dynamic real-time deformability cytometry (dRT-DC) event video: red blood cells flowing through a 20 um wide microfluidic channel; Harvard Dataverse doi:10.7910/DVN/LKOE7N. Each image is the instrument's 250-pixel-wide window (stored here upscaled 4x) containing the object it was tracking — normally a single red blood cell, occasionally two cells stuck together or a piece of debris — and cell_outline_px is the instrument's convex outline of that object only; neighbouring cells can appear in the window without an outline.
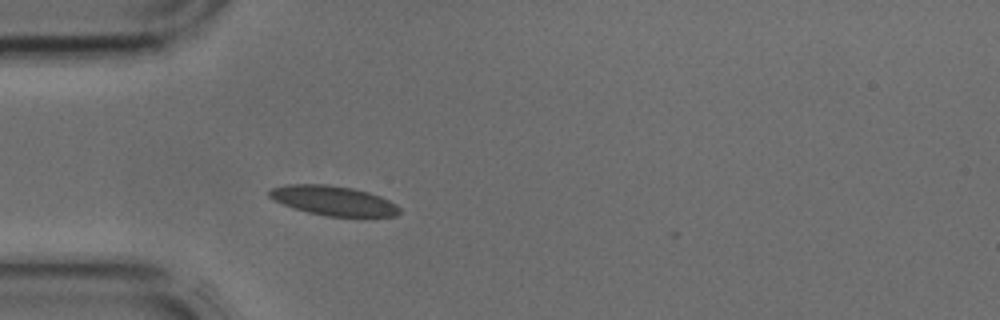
{"species": "common noctule bat (a hibernating species)", "species_latin": "Nyctalus noctula", "temperature_condition": "cold", "stored_images_in_passage": 4, "camera_frame_rate_fps": 3000, "um_per_image_px": 0.085, "animal": {"sex": "male", "body_mass_g": 17.9, "forearm_length_mm": 54.2}, "frame": {"image": 1, "passage_image": 1, "time_ms": 0.0, "image_size_px": [1000, 320], "cell_outline_px": [[400, 212], [396, 216], [328, 216], [308, 212], [284, 204], [268, 196], [268, 192], [272, 188], [288, 184], [324, 184], [352, 188], [368, 192], [380, 196], [396, 204], [400, 208]], "centroid_in_image_um": [28.36, 17.05], "position_along_channel_um": 56.6, "area_um2": 22.08}}